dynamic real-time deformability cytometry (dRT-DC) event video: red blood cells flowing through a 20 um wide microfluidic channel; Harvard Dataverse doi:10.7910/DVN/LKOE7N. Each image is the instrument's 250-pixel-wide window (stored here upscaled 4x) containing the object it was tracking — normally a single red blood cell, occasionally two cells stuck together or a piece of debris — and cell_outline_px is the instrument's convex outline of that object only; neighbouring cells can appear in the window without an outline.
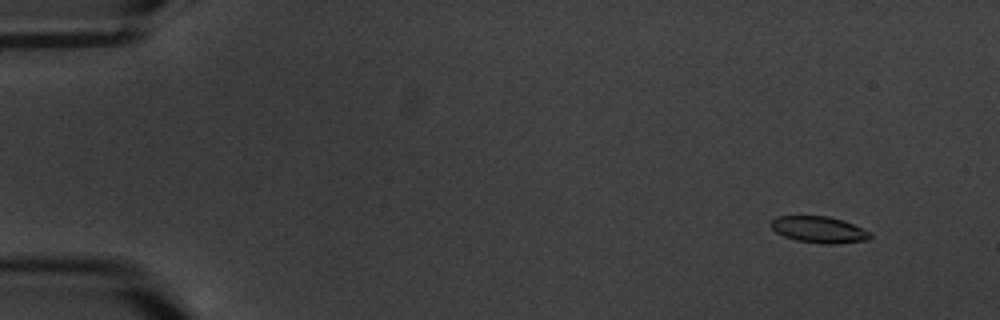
{"species": "common noctule bat (a hibernating species)", "species_latin": "Nyctalus noctula", "temperature_condition": "warm", "stored_images_in_passage": 4, "camera_frame_rate_fps": 3000, "um_per_image_px": 0.085, "animal": {"sex": "male", "body_mass_g": 20.1, "forearm_length_mm": 53.5}, "frame": {"image": 1, "passage_image": 2, "time_ms": 1.0, "image_size_px": [1000, 320], "cell_outline_px": [[872, 236], [868, 240], [832, 244], [828, 244], [796, 240], [784, 236], [776, 232], [772, 228], [772, 220], [776, 216], [828, 216], [852, 224], [872, 232]], "centroid_in_image_um": [69.63, 19.52], "position_along_channel_um": 15.4, "area_um2": 15.09}}